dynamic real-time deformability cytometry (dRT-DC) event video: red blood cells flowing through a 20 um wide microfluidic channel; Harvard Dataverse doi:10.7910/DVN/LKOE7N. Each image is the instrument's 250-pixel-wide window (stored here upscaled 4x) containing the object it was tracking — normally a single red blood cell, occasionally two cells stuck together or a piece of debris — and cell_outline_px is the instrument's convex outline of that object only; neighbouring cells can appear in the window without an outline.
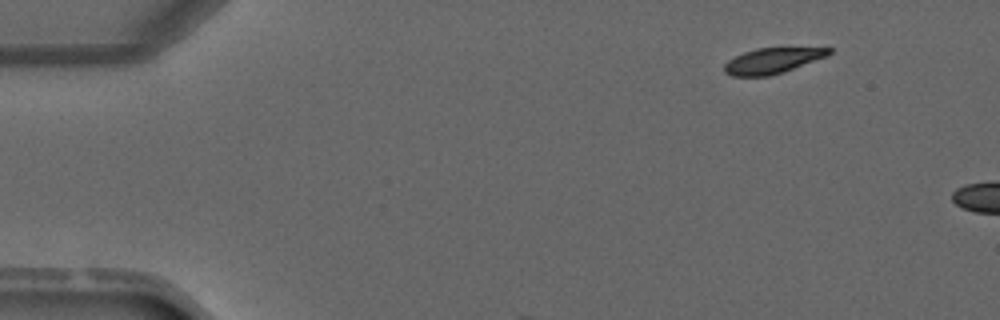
{"species": "common noctule bat (a hibernating species)", "species_latin": "Nyctalus noctula", "temperature_condition": "warm", "stored_images_in_passage": 3, "camera_frame_rate_fps": 3000, "um_per_image_px": 0.085, "animal": {"sex": "male", "forearm_length_mm": 52.5}, "frame": {"image": 1, "passage_image": 1, "time_ms": 0.0, "image_size_px": [1000, 320], "cell_outline_px": [[832, 52], [828, 56], [784, 72], [768, 76], [732, 76], [724, 72], [724, 64], [728, 60], [744, 52], [756, 48], [832, 48]], "centroid_in_image_um": [65.66, 5.16], "position_along_channel_um": 19.3, "area_um2": 15.55}}